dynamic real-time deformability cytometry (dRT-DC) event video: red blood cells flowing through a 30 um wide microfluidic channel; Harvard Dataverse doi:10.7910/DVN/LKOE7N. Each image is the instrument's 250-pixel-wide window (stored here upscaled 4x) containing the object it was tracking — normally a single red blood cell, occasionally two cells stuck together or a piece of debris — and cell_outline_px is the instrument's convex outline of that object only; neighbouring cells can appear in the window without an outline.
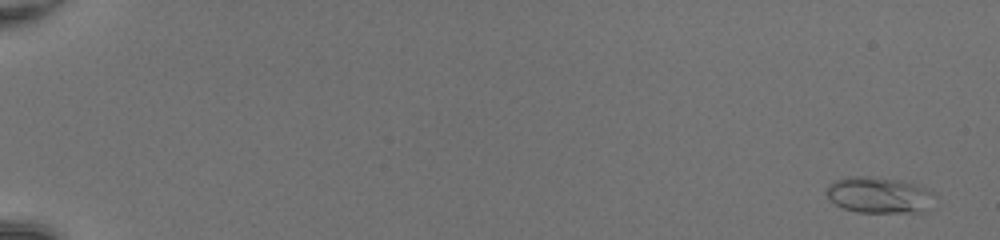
{"species": "common noctule bat (a hibernating species)", "species_latin": "Nyctalus noctula", "temperature_condition": "room temperature", "stored_images_in_passage": 52, "camera_frame_rate_fps": 3000, "um_per_image_px": 0.085, "animal": {"sex": "female", "body_mass_g": 20.0, "forearm_length_mm": 54.0}, "frame": {"image": 1, "passage_image": 3, "time_ms": 0.667, "image_size_px": [1000, 240], "cell_outline_px": [[936, 196], [924, 212], [856, 212], [844, 208], [836, 204], [824, 192], [828, 184], [836, 180], [848, 176], [876, 176], [896, 180], [928, 188]], "centroid_in_image_um": [74.7, 16.57], "position_along_channel_um": 10.3, "area_um2": 22.77}}
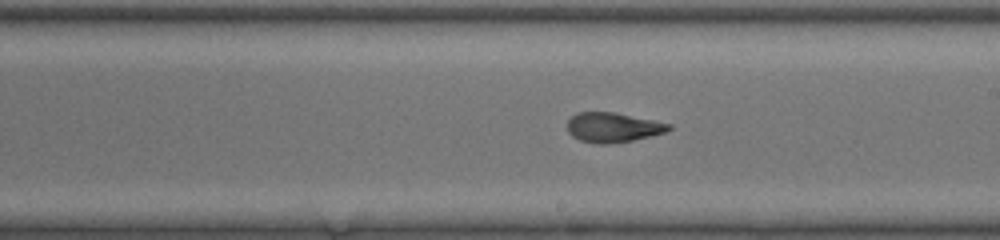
{"frame": {"image": 2, "passage_image": 33, "time_ms": 10.667, "image_size_px": [1000, 240], "cell_outline_px": [[672, 128], [664, 132], [652, 136], [632, 140], [604, 144], [600, 144], [580, 140], [572, 136], [568, 132], [568, 120], [576, 112], [616, 112], [672, 124]], "centroid_in_image_um": [52.1, 10.81], "position_along_channel_um": 236.9, "area_um2": 17.51}}
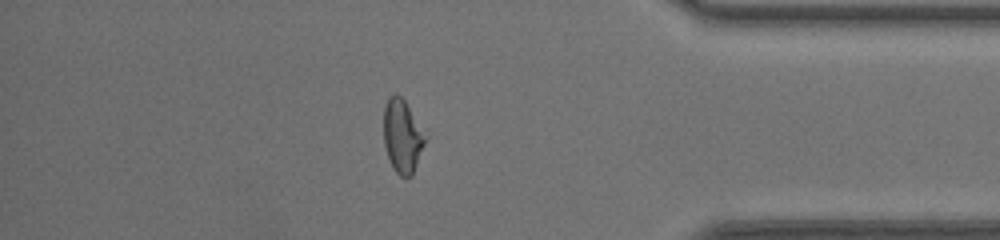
{"frame": {"image": 3, "passage_image": 46, "time_ms": 15.0, "image_size_px": [1000, 240], "cell_outline_px": [[428, 136], [412, 176], [400, 176], [392, 168], [384, 144], [384, 104], [388, 96], [396, 92], [404, 100]], "centroid_in_image_um": [34.21, 11.55], "position_along_channel_um": 401.0, "area_um2": 17.92}, "authors_computed_cell_mechanics": {"area_um2": 18.3804, "velocity_mm_per_s": 4.2585, "shape_relaxation_time_tau1_ms": null, "shape_relaxation_time_tau2_ms": 1.2304, "deformation_change_tau1": null, "deformation_change_tau2": 0.0854}}